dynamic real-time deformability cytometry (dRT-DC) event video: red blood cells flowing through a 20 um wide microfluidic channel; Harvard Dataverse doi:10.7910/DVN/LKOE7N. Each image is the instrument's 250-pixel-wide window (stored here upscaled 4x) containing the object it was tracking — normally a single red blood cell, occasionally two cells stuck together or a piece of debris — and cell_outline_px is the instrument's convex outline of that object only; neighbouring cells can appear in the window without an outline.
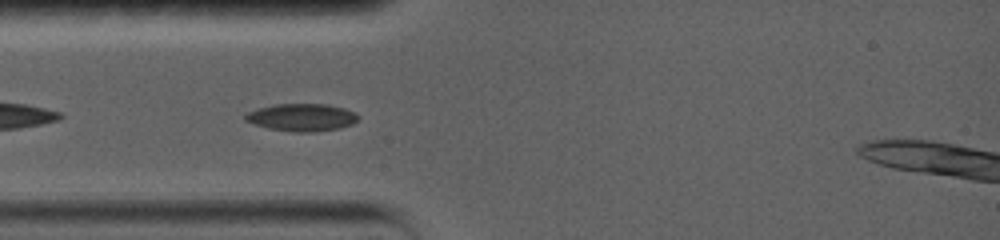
{"species": "common noctule bat (a hibernating species)", "species_latin": "Nyctalus noctula", "temperature_condition": "warm", "stored_images_in_passage": 41, "camera_frame_rate_fps": 5000, "um_per_image_px": 0.085, "animal": {"sex": "female", "body_mass_g": 19.0, "forearm_length_mm": 56.7}, "frame": {"image": 1, "passage_image": 3, "time_ms": 0.4, "image_size_px": [1000, 240], "cell_outline_px": [[360, 116], [352, 124], [340, 128], [316, 132], [292, 132], [268, 128], [244, 120], [244, 116], [248, 112], [256, 108], [276, 104], [328, 104], [344, 108]], "centroid_in_image_um": [25.64, 9.98], "position_along_channel_um": 59.4, "area_um2": 18.09}}
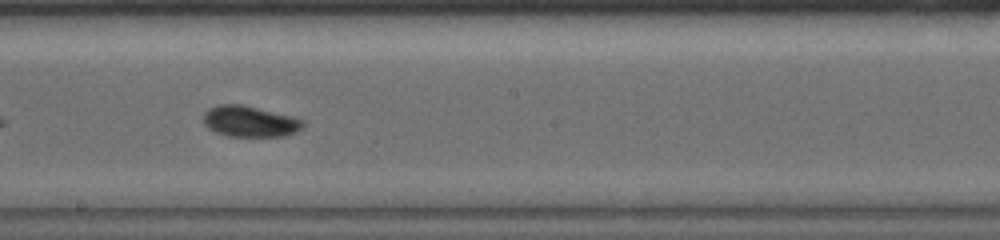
{"frame": {"image": 2, "passage_image": 13, "time_ms": 2.4, "image_size_px": [1000, 240], "cell_outline_px": [[304, 124], [296, 132], [284, 136], [228, 136], [216, 132], [208, 128], [204, 124], [204, 112], [208, 108], [220, 104], [244, 104], [292, 116], [304, 120]], "centroid_in_image_um": [21.22, 10.31], "position_along_channel_um": 227.0, "area_um2": 18.03}}
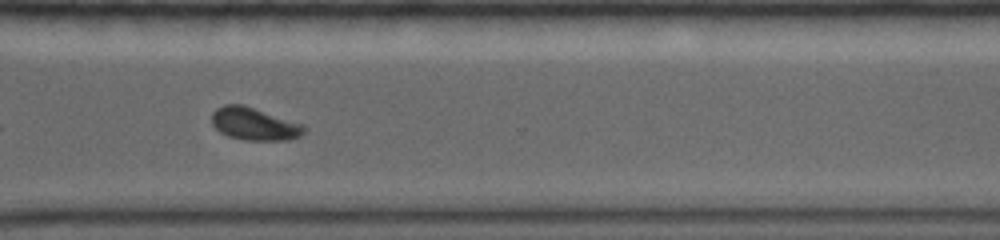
{"frame": {"image": 3, "passage_image": 20, "time_ms": 3.8, "image_size_px": [1000, 240], "cell_outline_px": [[308, 128], [300, 136], [288, 140], [244, 140], [228, 136], [220, 132], [212, 124], [212, 112], [216, 108], [224, 104], [244, 104], [304, 124]], "centroid_in_image_um": [21.63, 10.52], "position_along_channel_um": 349.0, "area_um2": 17.8}}